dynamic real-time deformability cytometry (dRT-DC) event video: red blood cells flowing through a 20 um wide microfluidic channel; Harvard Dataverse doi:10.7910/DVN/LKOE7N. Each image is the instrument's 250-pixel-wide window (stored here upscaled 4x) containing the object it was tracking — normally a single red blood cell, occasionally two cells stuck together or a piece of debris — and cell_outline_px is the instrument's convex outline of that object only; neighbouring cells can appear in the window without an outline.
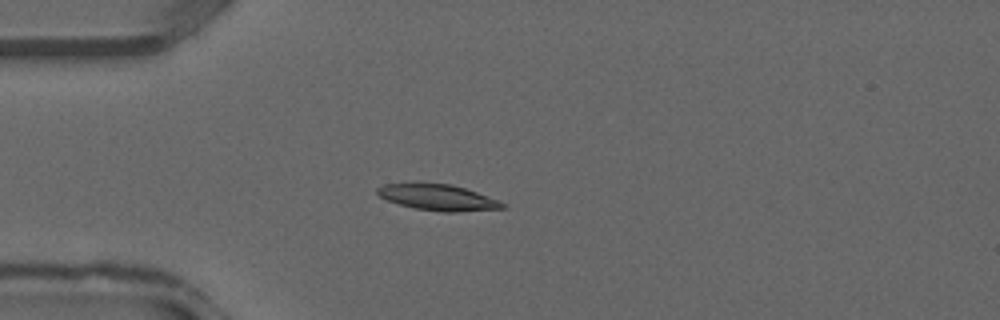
{"species": "common noctule bat (a hibernating species)", "species_latin": "Nyctalus noctula", "temperature_condition": "warm", "stored_images_in_passage": 37, "camera_frame_rate_fps": 3000, "um_per_image_px": 0.085, "animal": {"sex": "male", "forearm_length_mm": 52.5}, "frame": {"image": 1, "passage_image": 10, "time_ms": 3.0, "image_size_px": [1000, 320], "cell_outline_px": [[508, 204], [504, 208], [456, 212], [440, 212], [416, 208], [400, 204], [388, 200], [380, 196], [376, 192], [376, 188], [384, 184], [452, 184], [500, 200]], "centroid_in_image_um": [37.28, 16.79], "position_along_channel_um": 47.7, "area_um2": 18.67}}
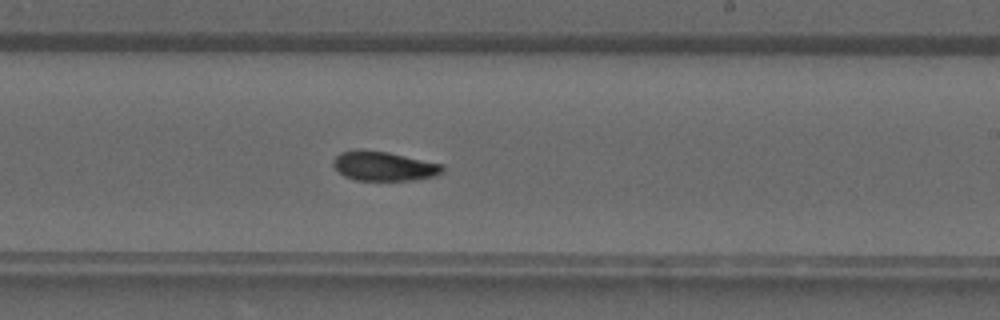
{"frame": {"image": 2, "passage_image": 22, "time_ms": 7.0, "image_size_px": [1000, 320], "cell_outline_px": [[444, 168], [436, 176], [412, 180], [356, 180], [344, 176], [332, 164], [332, 160], [340, 152], [356, 148], [360, 148], [388, 152], [440, 164]], "centroid_in_image_um": [32.55, 14.1], "position_along_channel_um": 256.4, "area_um2": 18.67}}
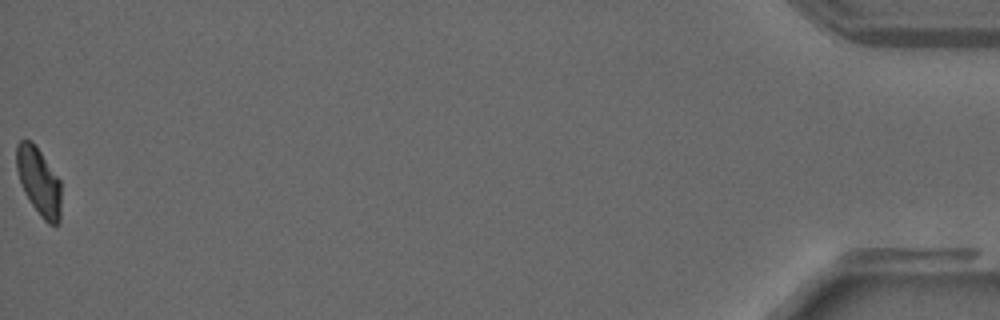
{"frame": {"image": 3, "passage_image": 37, "time_ms": 12.0, "image_size_px": [1000, 320], "cell_outline_px": [[60, 224], [48, 224], [40, 216], [24, 192], [16, 168], [16, 144], [20, 140], [32, 140], [60, 180]], "centroid_in_image_um": [3.29, 15.41], "position_along_channel_um": 431.9, "area_um2": 17.51}}